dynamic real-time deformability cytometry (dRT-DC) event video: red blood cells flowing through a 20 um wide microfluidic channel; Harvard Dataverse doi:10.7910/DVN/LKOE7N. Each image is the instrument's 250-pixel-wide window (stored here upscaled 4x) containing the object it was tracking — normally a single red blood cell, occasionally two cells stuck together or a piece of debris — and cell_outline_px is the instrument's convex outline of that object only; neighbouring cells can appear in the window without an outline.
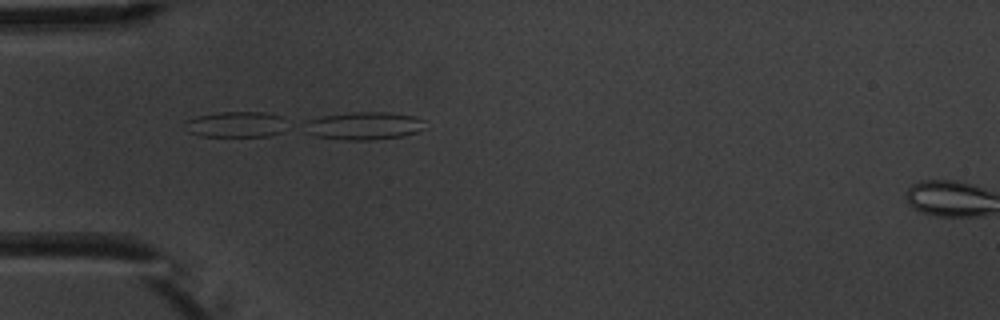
{"species": "common noctule bat (a hibernating species)", "species_latin": "Nyctalus noctula", "temperature_condition": "warm", "stored_images_in_passage": 6, "segment_of_instrument_passage": [1, 2], "camera_frame_rate_fps": 3000, "um_per_image_px": 0.085, "animal": {"sex": "male", "body_mass_g": 20.1, "forearm_length_mm": 53.5}, "frame": {"image": 1, "passage_image": 5, "time_ms": 4.667, "image_size_px": [1000, 320], "cell_outline_px": [[428, 128], [416, 132], [400, 136], [372, 140], [344, 140], [316, 136], [308, 132], [304, 120], [324, 116], [352, 112], [384, 112], [416, 116], [424, 120]], "centroid_in_image_um": [30.99, 10.69], "position_along_channel_um": 54.0, "area_um2": 19.54}}